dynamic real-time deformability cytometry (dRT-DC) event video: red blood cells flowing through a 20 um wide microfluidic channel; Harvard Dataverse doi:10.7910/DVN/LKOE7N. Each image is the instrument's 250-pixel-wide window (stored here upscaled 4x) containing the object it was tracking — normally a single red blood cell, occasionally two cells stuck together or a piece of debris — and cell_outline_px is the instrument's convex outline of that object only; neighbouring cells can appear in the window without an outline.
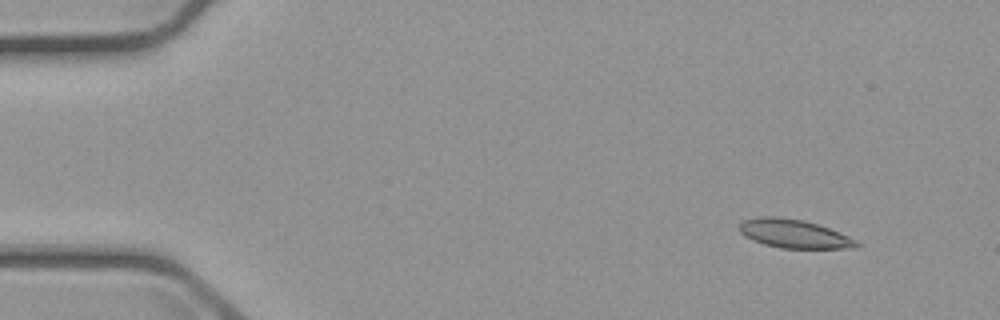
{"species": "common noctule bat (a hibernating species)", "species_latin": "Nyctalus noctula", "temperature_condition": "cold", "stored_images_in_passage": 8, "camera_frame_rate_fps": 3000, "um_per_image_px": 0.085, "animal": {"sex": "male", "body_mass_g": 23.1, "forearm_length_mm": 52.7}, "frame": {"image": 1, "passage_image": 2, "time_ms": 1.0, "image_size_px": [1000, 320], "cell_outline_px": [[860, 244], [856, 248], [780, 248], [764, 244], [752, 240], [744, 236], [736, 228], [744, 220], [756, 216], [780, 216], [804, 220], [828, 228], [848, 236], [856, 240]], "centroid_in_image_um": [67.43, 19.86], "position_along_channel_um": 17.6, "area_um2": 19.65}}
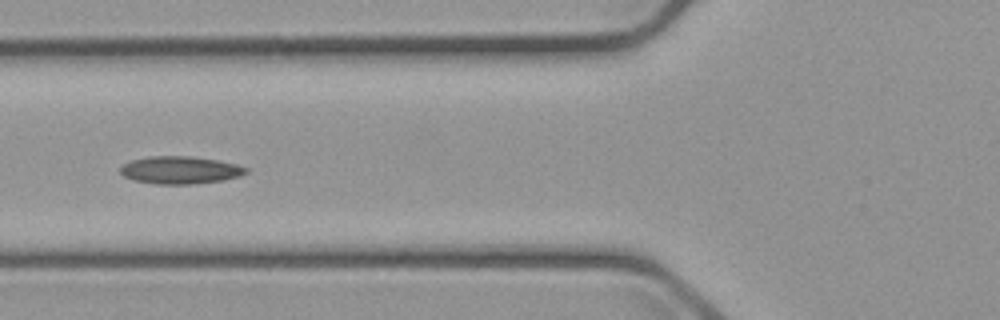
{"frame": {"image": 2, "passage_image": 6, "time_ms": 6.333, "image_size_px": [1000, 320], "cell_outline_px": [[248, 172], [240, 176], [224, 180], [192, 184], [156, 184], [132, 180], [124, 176], [120, 172], [120, 168], [124, 164], [132, 160], [148, 156], [192, 156], [216, 160], [236, 164], [248, 168]], "centroid_in_image_um": [15.31, 14.46], "position_along_channel_um": 110.5, "area_um2": 20.23}}
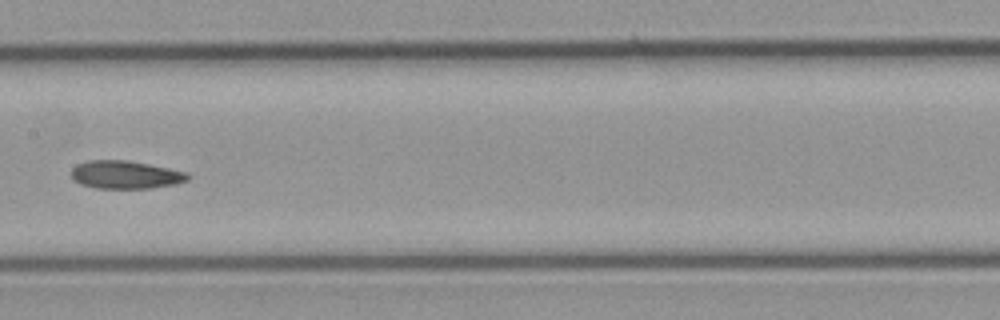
{"frame": {"image": 3, "passage_image": 8, "time_ms": 8.667, "image_size_px": [1000, 320], "cell_outline_px": [[192, 176], [188, 180], [176, 184], [152, 188], [96, 188], [80, 184], [72, 180], [72, 168], [76, 164], [88, 160], [128, 160], [188, 172]], "centroid_in_image_um": [10.67, 14.85], "position_along_channel_um": 196.7, "area_um2": 19.19}}